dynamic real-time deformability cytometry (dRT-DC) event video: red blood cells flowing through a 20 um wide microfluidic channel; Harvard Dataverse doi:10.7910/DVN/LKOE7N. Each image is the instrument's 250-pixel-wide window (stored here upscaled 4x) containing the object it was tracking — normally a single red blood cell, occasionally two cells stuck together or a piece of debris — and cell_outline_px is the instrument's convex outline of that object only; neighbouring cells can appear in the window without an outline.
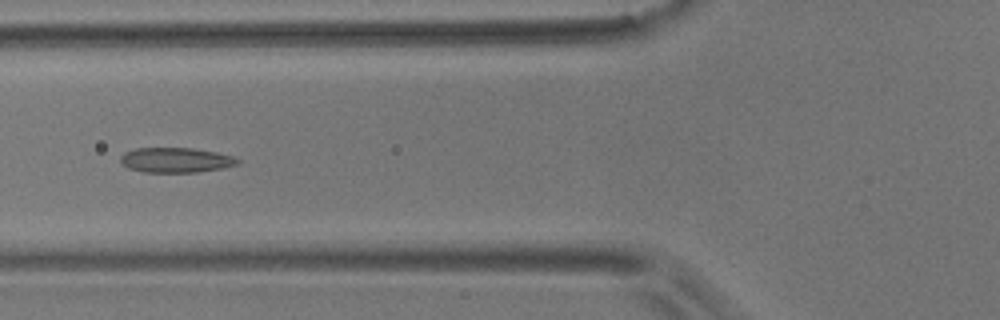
{"species": "common noctule bat (a hibernating species)", "species_latin": "Nyctalus noctula", "temperature_condition": "room temperature", "stored_images_in_passage": 6, "camera_frame_rate_fps": 3000, "um_per_image_px": 0.085, "animal": {"sex": "male", "body_mass_g": 17.9}, "frame": {"image": 1, "passage_image": 6, "time_ms": 5.667, "image_size_px": [1000, 320], "cell_outline_px": [[240, 164], [224, 168], [196, 172], [144, 172], [128, 168], [120, 160], [120, 156], [124, 152], [136, 148], [192, 148], [216, 152], [232, 156], [240, 160]], "centroid_in_image_um": [14.96, 13.6], "position_along_channel_um": 110.8, "area_um2": 17.05}}